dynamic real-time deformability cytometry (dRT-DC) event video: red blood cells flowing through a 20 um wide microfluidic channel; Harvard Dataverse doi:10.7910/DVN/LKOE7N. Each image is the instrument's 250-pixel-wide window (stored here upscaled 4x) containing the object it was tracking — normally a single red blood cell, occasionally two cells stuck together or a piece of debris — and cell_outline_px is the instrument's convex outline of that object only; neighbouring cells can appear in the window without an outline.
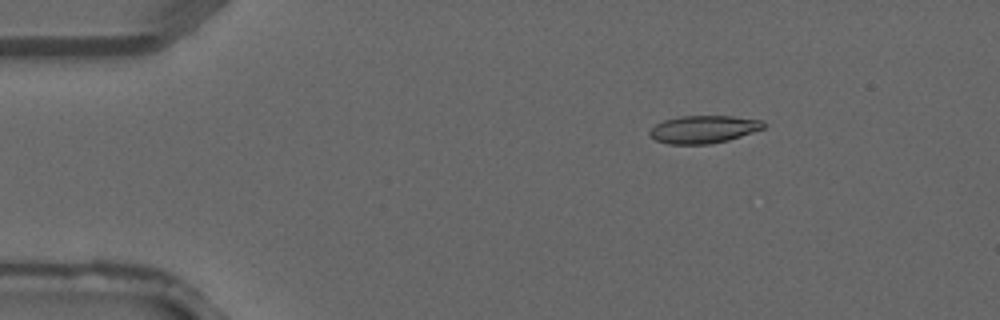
{"species": "common noctule bat (a hibernating species)", "species_latin": "Nyctalus noctula", "temperature_condition": "warm", "stored_images_in_passage": 4, "camera_frame_rate_fps": 3000, "um_per_image_px": 0.085, "animal": {"sex": "male", "forearm_length_mm": 52.5}, "frame": {"image": 1, "passage_image": 1, "time_ms": 0.0, "image_size_px": [1000, 320], "cell_outline_px": [[764, 128], [728, 140], [712, 144], [668, 144], [656, 140], [648, 132], [656, 124], [664, 120], [680, 116], [732, 116], [764, 120]], "centroid_in_image_um": [59.81, 10.99], "position_along_channel_um": 25.2, "area_um2": 18.26}}